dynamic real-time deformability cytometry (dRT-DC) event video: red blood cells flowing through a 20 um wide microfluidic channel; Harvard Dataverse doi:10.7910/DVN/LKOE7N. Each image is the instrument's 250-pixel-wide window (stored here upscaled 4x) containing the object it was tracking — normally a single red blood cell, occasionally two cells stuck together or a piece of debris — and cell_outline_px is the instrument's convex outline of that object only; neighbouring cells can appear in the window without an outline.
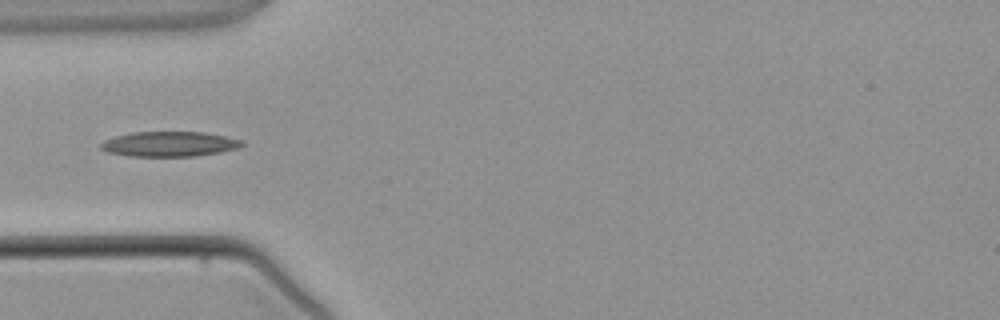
{"species": "common noctule bat (a hibernating species)", "species_latin": "Nyctalus noctula", "temperature_condition": "warm", "stored_images_in_passage": 3, "camera_frame_rate_fps": 3000, "um_per_image_px": 0.085, "animal": {"sex": "male", "body_mass_g": 21.5, "forearm_length_mm": 52.0}, "frame": {"image": 1, "passage_image": 3, "time_ms": 2.333, "image_size_px": [1000, 320], "cell_outline_px": [[244, 144], [236, 148], [220, 152], [192, 156], [128, 156], [108, 152], [100, 148], [100, 144], [104, 140], [116, 136], [132, 132], [204, 132], [244, 140]], "centroid_in_image_um": [14.38, 12.24], "position_along_channel_um": 70.6, "area_um2": 20.46}}